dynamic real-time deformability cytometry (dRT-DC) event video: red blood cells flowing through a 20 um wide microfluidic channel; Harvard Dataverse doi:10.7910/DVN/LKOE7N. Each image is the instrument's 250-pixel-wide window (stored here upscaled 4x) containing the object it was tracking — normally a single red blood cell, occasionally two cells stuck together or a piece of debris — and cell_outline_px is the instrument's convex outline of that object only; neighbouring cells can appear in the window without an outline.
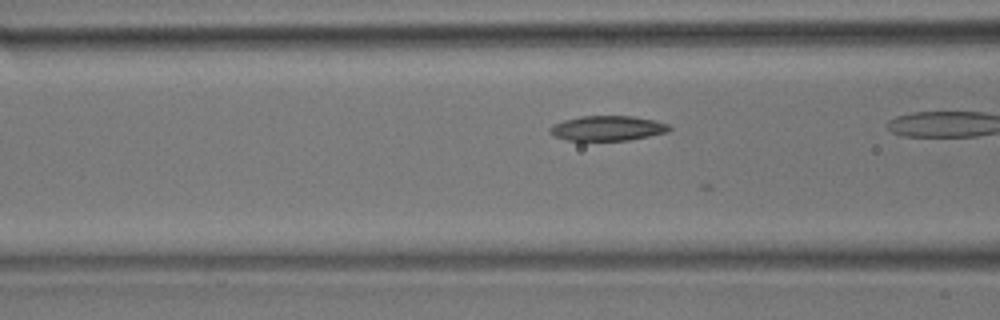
{"species": "common noctule bat (a hibernating species)", "species_latin": "Nyctalus noctula", "temperature_condition": "room temperature", "stored_images_in_passage": 14, "camera_frame_rate_fps": 3000, "um_per_image_px": 0.085, "animal": {"sex": "male", "body_mass_g": 17.9}, "frame": {"image": 1, "passage_image": 6, "time_ms": 1.667, "image_size_px": [1000, 320], "cell_outline_px": [[672, 128], [668, 132], [628, 140], [568, 140], [552, 136], [548, 132], [548, 128], [552, 124], [564, 120], [580, 116], [632, 116], [652, 120], [668, 124]], "centroid_in_image_um": [51.58, 10.9], "position_along_channel_um": 115.0, "area_um2": 17.34}}